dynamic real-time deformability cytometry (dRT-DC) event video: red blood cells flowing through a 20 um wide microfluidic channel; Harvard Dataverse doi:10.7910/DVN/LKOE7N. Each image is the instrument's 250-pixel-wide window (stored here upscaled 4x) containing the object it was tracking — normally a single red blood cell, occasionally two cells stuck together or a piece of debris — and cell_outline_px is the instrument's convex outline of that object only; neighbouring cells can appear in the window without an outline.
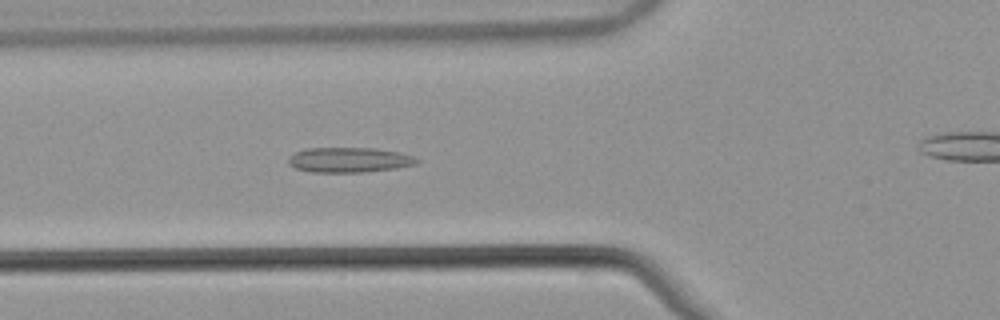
{"species": "common noctule bat (a hibernating species)", "species_latin": "Nyctalus noctula", "temperature_condition": "warm", "stored_images_in_passage": 54, "camera_frame_rate_fps": 3000, "um_per_image_px": 0.085, "animal": {"sex": "male", "body_mass_g": 21.5, "forearm_length_mm": 52.0}, "frame": {"image": 1, "passage_image": 20, "time_ms": 6.333, "image_size_px": [1000, 320], "cell_outline_px": [[420, 160], [416, 164], [396, 168], [364, 172], [312, 172], [296, 168], [288, 164], [288, 156], [296, 152], [308, 148], [376, 148], [400, 152], [412, 156]], "centroid_in_image_um": [29.68, 13.59], "position_along_channel_um": 96.1, "area_um2": 18.73}}
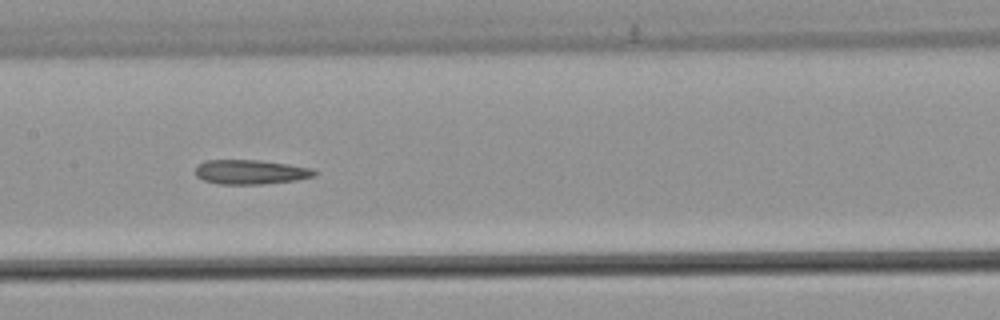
{"frame": {"image": 2, "passage_image": 27, "time_ms": 8.667, "image_size_px": [1000, 320], "cell_outline_px": [[316, 176], [296, 180], [260, 184], [220, 184], [204, 180], [196, 176], [196, 168], [204, 160], [260, 160], [288, 164], [312, 168], [316, 172]], "centroid_in_image_um": [21.31, 14.61], "position_along_channel_um": 186.1, "area_um2": 16.88}}
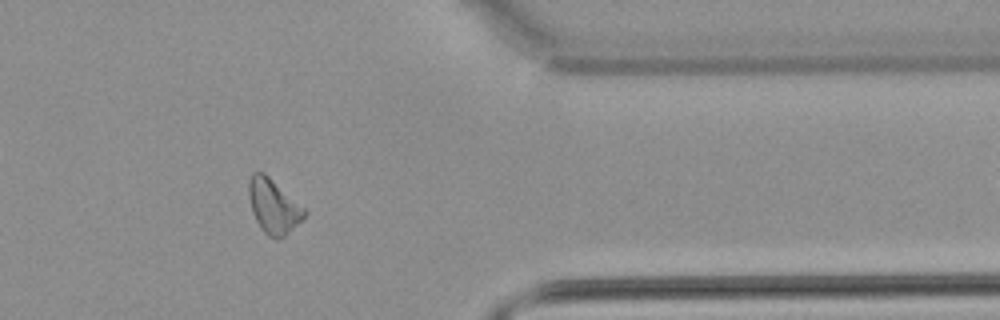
{"frame": {"image": 3, "passage_image": 44, "time_ms": 14.333, "image_size_px": [1000, 320], "cell_outline_px": [[308, 212], [304, 220], [280, 240], [276, 240], [268, 236], [264, 232], [256, 220], [252, 212], [248, 196], [248, 184], [252, 172], [264, 172], [304, 208]], "centroid_in_image_um": [23.25, 17.56], "position_along_channel_um": 388.1, "area_um2": 17.74}}